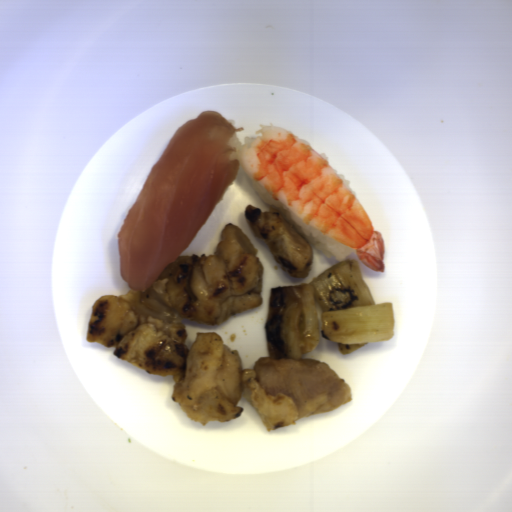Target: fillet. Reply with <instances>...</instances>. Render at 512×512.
<instances>
[{
    "label": "fillet",
    "instance_id": "25842a12",
    "mask_svg": "<svg viewBox=\"0 0 512 512\" xmlns=\"http://www.w3.org/2000/svg\"><path fill=\"white\" fill-rule=\"evenodd\" d=\"M244 130L203 110L181 125L152 166L118 233L121 277L149 289L184 250L235 180L231 138Z\"/></svg>",
    "mask_w": 512,
    "mask_h": 512
}]
</instances>
